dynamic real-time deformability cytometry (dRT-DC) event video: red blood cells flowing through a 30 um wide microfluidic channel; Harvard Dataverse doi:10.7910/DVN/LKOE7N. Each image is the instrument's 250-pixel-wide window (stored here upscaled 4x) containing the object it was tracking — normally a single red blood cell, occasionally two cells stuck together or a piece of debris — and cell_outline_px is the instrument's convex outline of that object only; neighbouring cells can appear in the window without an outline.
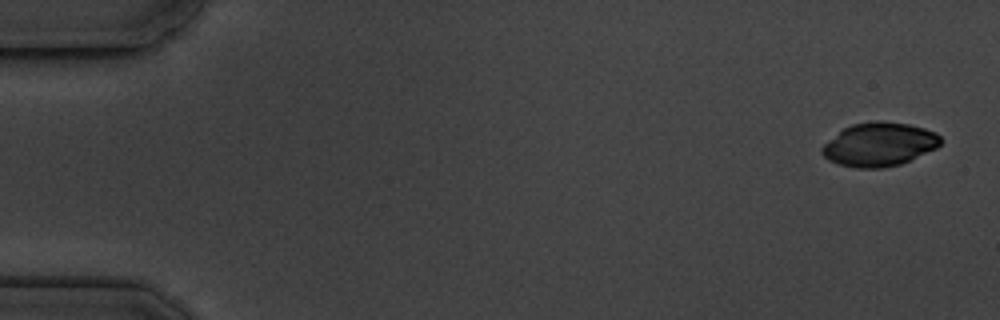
{"species": "common noctule bat (a hibernating species)", "species_latin": "Nyctalus noctula", "temperature_condition": "cold", "stored_images_in_passage": 5, "segment_of_instrument_passage": [2, 2], "camera_frame_rate_fps": 3000, "um_per_image_px": 0.085, "animal": {"sex": "male", "body_mass_g": 19.5, "forearm_length_mm": 54.6}, "frame": {"image": 1, "passage_image": 5, "time_ms": 10.667, "image_size_px": [1000, 320], "cell_outline_px": [[944, 140], [936, 148], [900, 164], [880, 168], [856, 168], [840, 164], [828, 160], [820, 152], [820, 148], [824, 144], [844, 128], [852, 124], [876, 120], [880, 120], [908, 124], [924, 128], [936, 132]], "centroid_in_image_um": [74.74, 12.26], "position_along_channel_um": 10.3, "area_um2": 30.11}}